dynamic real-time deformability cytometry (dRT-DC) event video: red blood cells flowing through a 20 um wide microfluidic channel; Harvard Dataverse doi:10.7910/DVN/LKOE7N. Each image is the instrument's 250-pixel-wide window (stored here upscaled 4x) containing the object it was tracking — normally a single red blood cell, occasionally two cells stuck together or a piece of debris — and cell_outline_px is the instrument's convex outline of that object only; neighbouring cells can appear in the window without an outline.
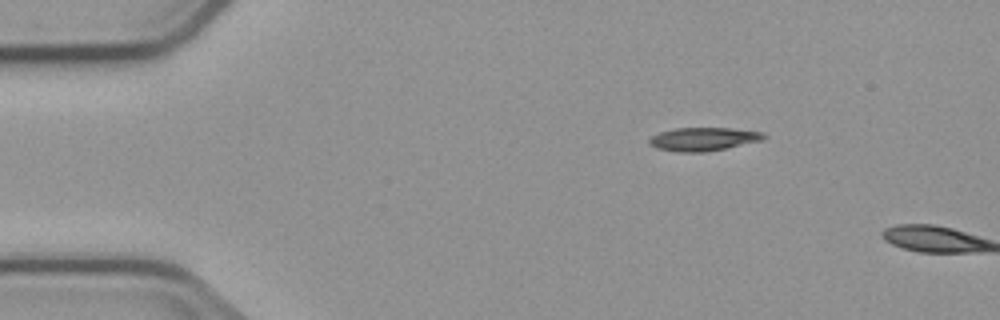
{"species": "common noctule bat (a hibernating species)", "species_latin": "Nyctalus noctula", "temperature_condition": "cold", "stored_images_in_passage": 2, "camera_frame_rate_fps": 3000, "um_per_image_px": 0.085, "animal": {"sex": "male", "body_mass_g": 23.1, "forearm_length_mm": 52.7}, "frame": {"image": 1, "passage_image": 1, "time_ms": 0.0, "image_size_px": [1000, 320], "cell_outline_px": [[768, 136], [764, 140], [708, 152], [676, 152], [656, 148], [648, 144], [648, 140], [652, 136], [660, 132], [676, 128], [732, 128], [764, 132]], "centroid_in_image_um": [59.82, 11.83], "position_along_channel_um": 25.2, "area_um2": 15.84}}